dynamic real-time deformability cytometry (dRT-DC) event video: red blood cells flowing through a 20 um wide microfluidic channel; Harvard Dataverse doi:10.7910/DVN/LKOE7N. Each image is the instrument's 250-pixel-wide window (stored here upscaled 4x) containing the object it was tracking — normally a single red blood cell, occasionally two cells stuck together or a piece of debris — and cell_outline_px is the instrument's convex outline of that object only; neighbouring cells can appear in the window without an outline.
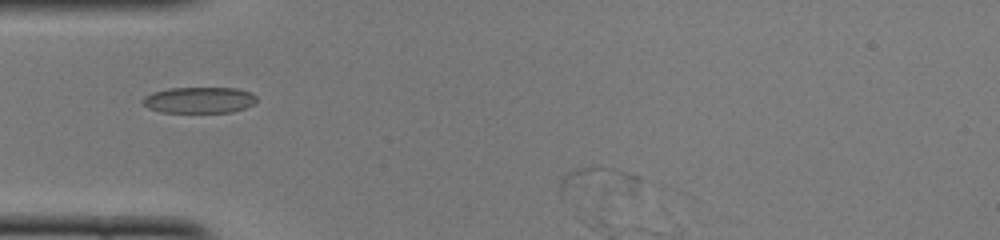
{"species": "common noctule bat (a hibernating species)", "species_latin": "Nyctalus noctula", "temperature_condition": "cold", "stored_images_in_passage": 5, "camera_frame_rate_fps": 3000, "um_per_image_px": 0.085, "animal": {"sex": "female", "body_mass_g": 22.0, "forearm_length_mm": 56.7}, "frame": {"image": 1, "passage_image": 4, "time_ms": 1.0, "image_size_px": [1000, 240], "cell_outline_px": [[636, 188], [632, 192], [560, 184], [560, 176], [564, 172], [576, 168], [592, 164], [612, 168], [636, 176]], "centroid_in_image_um": [50.95, 15.16], "position_along_channel_um": 34.0, "area_um2": 10.52}}